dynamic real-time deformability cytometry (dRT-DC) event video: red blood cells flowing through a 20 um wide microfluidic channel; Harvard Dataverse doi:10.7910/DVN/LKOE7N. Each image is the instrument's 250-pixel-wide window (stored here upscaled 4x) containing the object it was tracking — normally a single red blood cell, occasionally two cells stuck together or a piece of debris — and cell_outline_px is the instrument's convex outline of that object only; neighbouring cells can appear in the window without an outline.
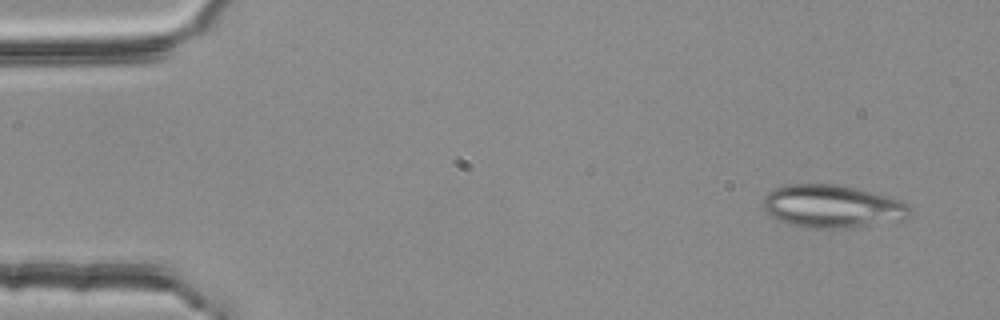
{"species": "common noctule bat (a hibernating species)", "species_latin": "Nyctalus noctula", "temperature_condition": "room temperature", "stored_images_in_passage": 3, "camera_frame_rate_fps": 3000, "um_per_image_px": 0.085, "animal": {"sex": "female", "body_mass_g": 25.1}, "frame": {"image": 1, "passage_image": 1, "time_ms": 0.0, "image_size_px": [1000, 320], "cell_outline_px": [[908, 216], [904, 220], [832, 228], [812, 228], [788, 224], [764, 212], [764, 196], [768, 192], [784, 184], [836, 184], [900, 200], [908, 208]], "centroid_in_image_um": [70.64, 17.53], "position_along_channel_um": 14.4, "area_um2": 35.72}}